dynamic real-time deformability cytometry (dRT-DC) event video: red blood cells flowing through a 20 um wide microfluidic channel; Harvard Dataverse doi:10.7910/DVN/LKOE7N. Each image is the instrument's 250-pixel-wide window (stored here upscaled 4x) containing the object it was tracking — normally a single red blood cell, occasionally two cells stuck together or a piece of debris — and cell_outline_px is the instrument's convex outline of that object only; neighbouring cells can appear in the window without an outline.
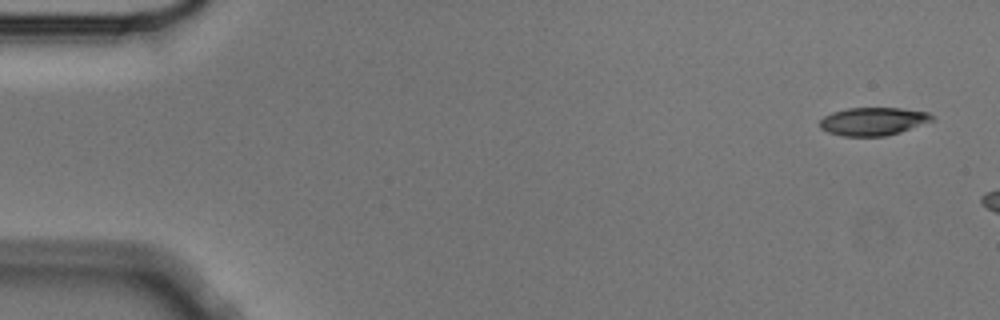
{"species": "Egyptian fruit bat (a non-hibernating species)", "species_latin": "Rousettus aegyptiacus", "temperature_condition": "cold", "stored_images_in_passage": 4, "camera_frame_rate_fps": 3000, "um_per_image_px": 0.085, "animal": {"sex": "male"}, "frame": {"image": 1, "passage_image": 1, "time_ms": 0.0, "image_size_px": [1000, 320], "cell_outline_px": [[936, 120], [900, 132], [884, 136], [844, 136], [828, 132], [820, 128], [820, 120], [824, 116], [832, 112], [848, 108], [900, 108], [928, 112]], "centroid_in_image_um": [74.23, 10.31], "position_along_channel_um": 10.8, "area_um2": 18.32}}